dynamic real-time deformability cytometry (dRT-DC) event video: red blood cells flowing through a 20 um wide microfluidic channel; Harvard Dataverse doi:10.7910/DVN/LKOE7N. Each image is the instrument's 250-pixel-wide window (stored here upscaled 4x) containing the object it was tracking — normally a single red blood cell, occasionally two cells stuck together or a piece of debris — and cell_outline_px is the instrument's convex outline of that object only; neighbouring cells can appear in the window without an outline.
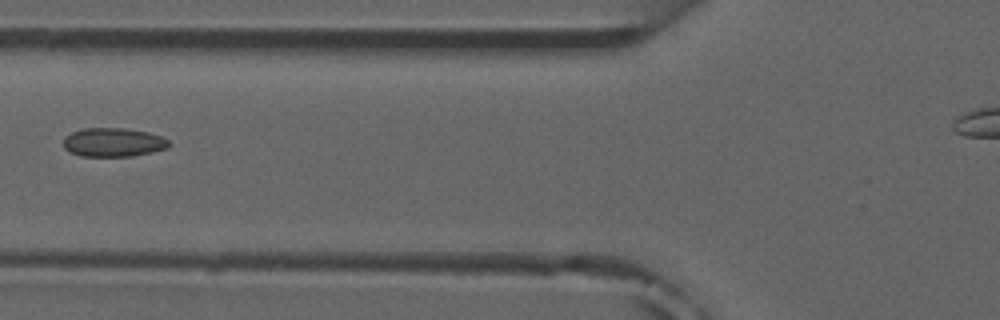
{"species": "common noctule bat (a hibernating species)", "species_latin": "Nyctalus noctula", "temperature_condition": "room temperature", "stored_images_in_passage": 7, "camera_frame_rate_fps": 3000, "um_per_image_px": 0.085, "animal": {"sex": "male", "forearm_length_mm": 52.5}, "frame": {"image": 1, "passage_image": 6, "time_ms": 6.667, "image_size_px": [1000, 320], "cell_outline_px": [[172, 144], [168, 148], [152, 152], [132, 156], [80, 156], [68, 152], [64, 148], [64, 136], [72, 132], [84, 128], [124, 128], [148, 132], [160, 136], [168, 140]], "centroid_in_image_um": [9.62, 12.1], "position_along_channel_um": 116.2, "area_um2": 17.86}}
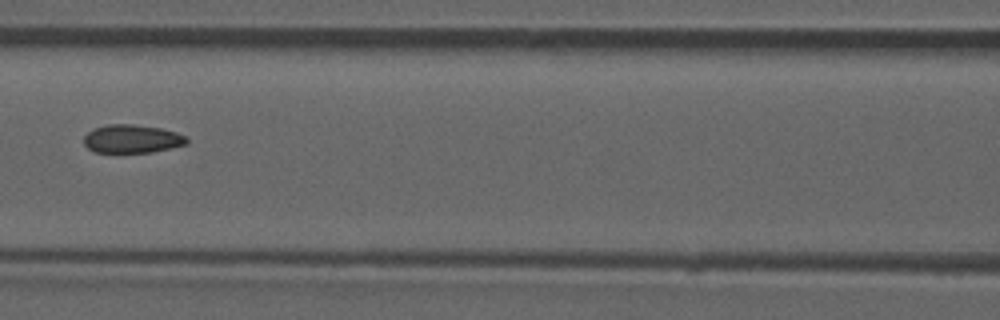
{"frame": {"image": 2, "passage_image": 7, "time_ms": 7.667, "image_size_px": [1000, 320], "cell_outline_px": [[188, 144], [172, 148], [152, 152], [96, 152], [88, 148], [84, 144], [84, 136], [88, 132], [96, 128], [108, 124], [132, 124], [160, 128], [176, 132], [184, 136], [188, 140]], "centroid_in_image_um": [11.24, 11.8], "position_along_channel_um": 155.4, "area_um2": 16.88}}